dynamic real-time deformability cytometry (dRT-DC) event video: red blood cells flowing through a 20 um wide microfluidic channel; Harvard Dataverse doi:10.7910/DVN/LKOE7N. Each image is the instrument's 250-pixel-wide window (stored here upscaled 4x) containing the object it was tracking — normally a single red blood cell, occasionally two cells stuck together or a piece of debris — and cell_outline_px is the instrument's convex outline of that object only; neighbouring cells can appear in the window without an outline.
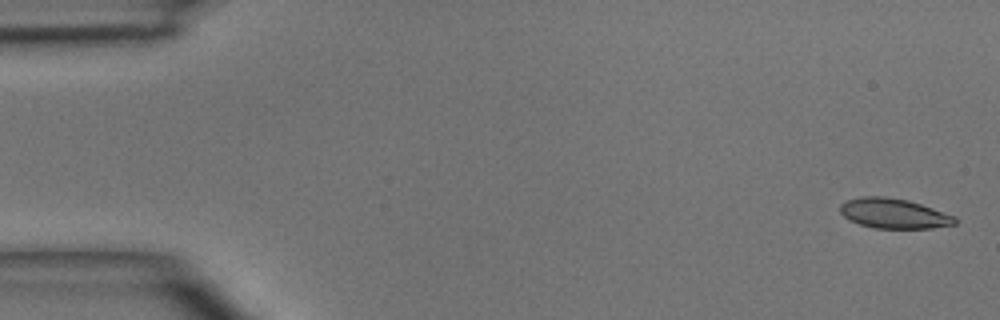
{"species": "common noctule bat (a hibernating species)", "species_latin": "Nyctalus noctula", "temperature_condition": "room temperature", "stored_images_in_passage": 5, "camera_frame_rate_fps": 3000, "um_per_image_px": 0.085, "animal": {"sex": "male", "body_mass_g": 15.6}, "frame": {"image": 1, "passage_image": 1, "time_ms": 0.0, "image_size_px": [1000, 320], "cell_outline_px": [[956, 224], [932, 228], [872, 228], [848, 220], [840, 212], [840, 204], [848, 200], [860, 196], [884, 196], [908, 200], [956, 216]], "centroid_in_image_um": [75.96, 18.14], "position_along_channel_um": 9.0, "area_um2": 20.06}}
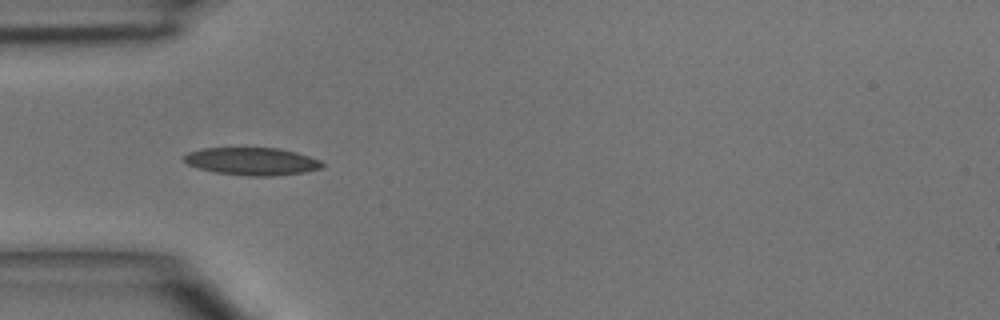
{"frame": {"image": 2, "passage_image": 4, "time_ms": 4.333, "image_size_px": [1000, 320], "cell_outline_px": [[324, 164], [320, 168], [304, 172], [272, 176], [248, 176], [216, 172], [200, 168], [188, 164], [184, 160], [184, 156], [188, 152], [204, 148], [280, 148], [296, 152], [320, 160]], "centroid_in_image_um": [21.43, 13.71], "position_along_channel_um": 63.6, "area_um2": 22.02}}
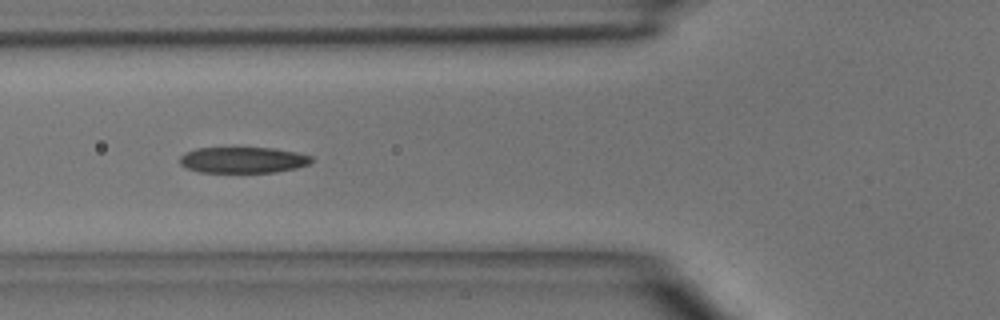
{"frame": {"image": 3, "passage_image": 5, "time_ms": 5.333, "image_size_px": [1000, 320], "cell_outline_px": [[312, 160], [308, 164], [296, 168], [276, 172], [200, 172], [184, 168], [180, 164], [180, 156], [184, 152], [196, 148], [276, 148], [296, 152], [312, 156]], "centroid_in_image_um": [20.62, 13.6], "position_along_channel_um": 105.2, "area_um2": 20.06}}